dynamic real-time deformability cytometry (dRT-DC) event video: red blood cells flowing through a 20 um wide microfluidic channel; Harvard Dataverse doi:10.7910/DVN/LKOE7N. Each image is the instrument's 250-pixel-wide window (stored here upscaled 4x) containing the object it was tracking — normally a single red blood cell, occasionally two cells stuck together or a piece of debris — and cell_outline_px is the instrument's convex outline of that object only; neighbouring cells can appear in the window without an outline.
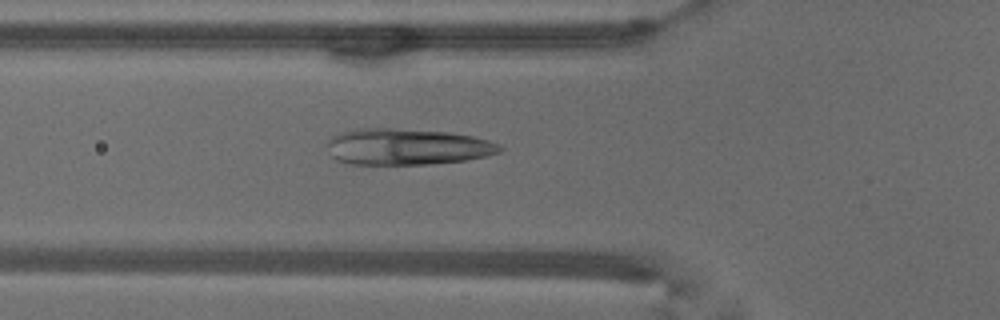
{"species": "common noctule bat (a hibernating species)", "species_latin": "Nyctalus noctula", "temperature_condition": "warm", "stored_images_in_passage": 52, "camera_frame_rate_fps": 3000, "um_per_image_px": 0.085, "animal": {"sex": "male", "body_mass_g": 18.8}, "frame": {"image": 1, "passage_image": 18, "time_ms": 5.667, "image_size_px": [1000, 320], "cell_outline_px": [[504, 148], [500, 152], [484, 156], [464, 160], [428, 164], [348, 164], [336, 160], [332, 156], [328, 144], [328, 140], [332, 136], [344, 132], [360, 128], [392, 128], [448, 132], [472, 136], [488, 140], [500, 144]], "centroid_in_image_um": [34.61, 12.47], "position_along_channel_um": 91.2, "area_um2": 36.3}}
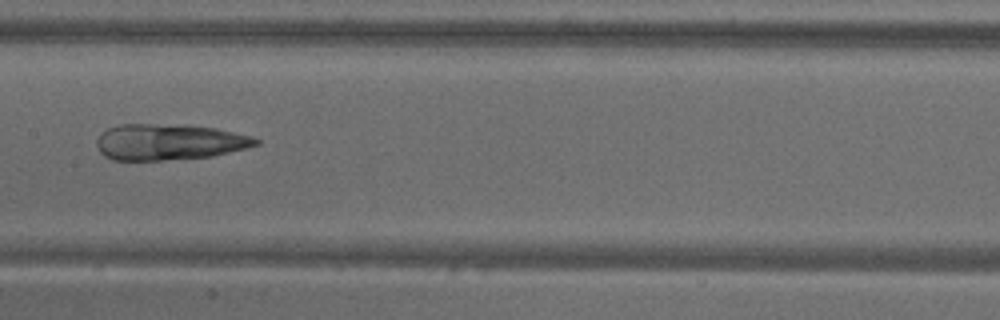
{"frame": {"image": 2, "passage_image": 26, "time_ms": 8.333, "image_size_px": [1000, 320], "cell_outline_px": [[260, 144], [212, 156], [160, 160], [112, 160], [104, 156], [100, 152], [96, 144], [96, 140], [108, 128], [120, 124], [188, 124], [216, 128], [252, 136], [260, 140]], "centroid_in_image_um": [14.37, 12.05], "position_along_channel_um": 193.0, "area_um2": 33.47}}
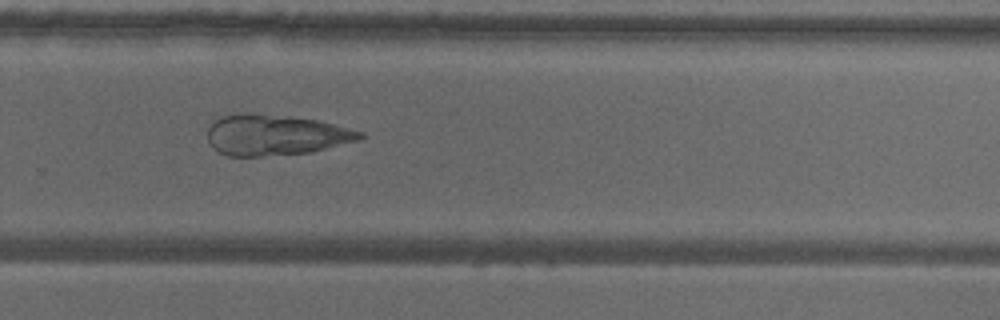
{"frame": {"image": 3, "passage_image": 35, "time_ms": 11.333, "image_size_px": [1000, 320], "cell_outline_px": [[364, 136], [356, 140], [312, 152], [260, 156], [228, 156], [212, 148], [208, 144], [208, 128], [220, 116], [236, 112], [252, 112], [316, 120], [364, 132]], "centroid_in_image_um": [23.33, 11.46], "position_along_channel_um": 306.5, "area_um2": 36.07}}